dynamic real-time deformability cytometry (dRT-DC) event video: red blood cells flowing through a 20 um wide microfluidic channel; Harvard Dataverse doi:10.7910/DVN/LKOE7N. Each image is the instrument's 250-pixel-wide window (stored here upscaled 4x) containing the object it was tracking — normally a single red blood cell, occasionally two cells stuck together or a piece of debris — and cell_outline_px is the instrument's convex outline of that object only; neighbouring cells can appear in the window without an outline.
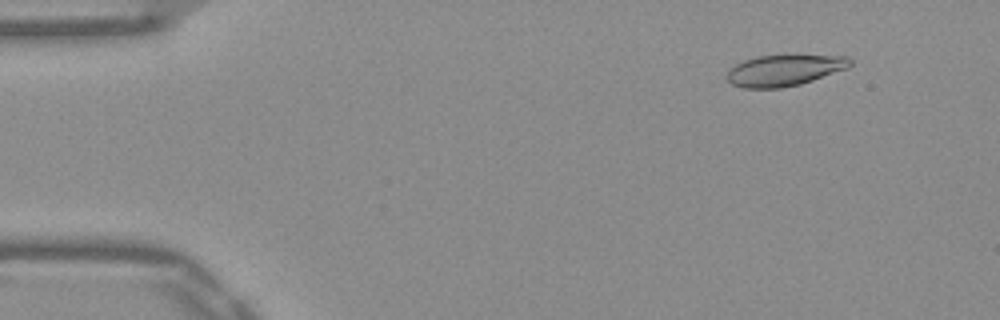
{"species": "Egyptian fruit bat (a non-hibernating species)", "species_latin": "Rousettus aegyptiacus", "temperature_condition": "warm", "stored_images_in_passage": 52, "camera_frame_rate_fps": 3000, "um_per_image_px": 0.085, "frame": {"image": 1, "passage_image": 6, "time_ms": 1.667, "image_size_px": [1000, 320], "cell_outline_px": [[852, 64], [848, 68], [800, 84], [780, 88], [744, 88], [732, 84], [724, 76], [728, 68], [744, 60], [756, 56], [848, 56], [852, 60]], "centroid_in_image_um": [66.62, 5.98], "position_along_channel_um": 18.4, "area_um2": 22.25}}
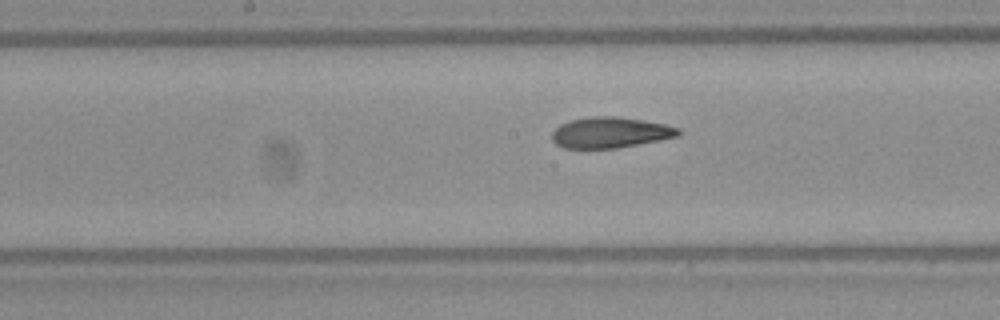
{"frame": {"image": 2, "passage_image": 27, "time_ms": 8.667, "image_size_px": [1000, 320], "cell_outline_px": [[680, 136], [660, 140], [616, 148], [564, 148], [556, 144], [552, 140], [552, 132], [560, 124], [572, 120], [592, 116], [616, 116], [664, 124], [680, 128]], "centroid_in_image_um": [51.87, 11.27], "position_along_channel_um": 196.3, "area_um2": 22.54}}
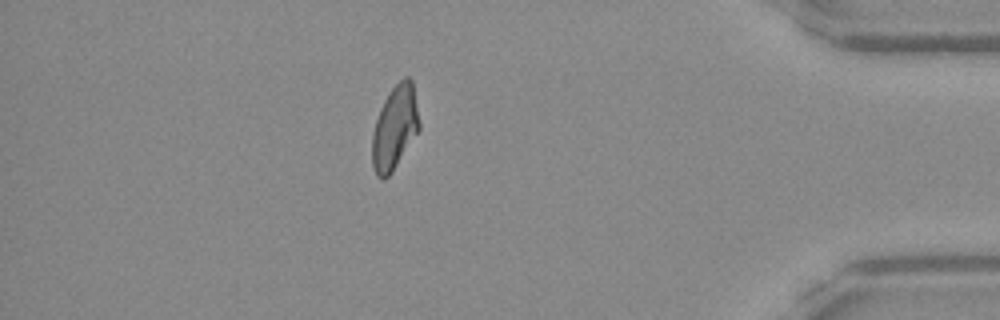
{"frame": {"image": 3, "passage_image": 46, "time_ms": 15.0, "image_size_px": [1000, 320], "cell_outline_px": [[420, 128], [392, 172], [384, 180], [380, 180], [376, 176], [372, 168], [372, 132], [380, 108], [388, 92], [404, 76], [408, 76], [412, 80], [420, 124]], "centroid_in_image_um": [33.53, 10.87], "position_along_channel_um": 401.7, "area_um2": 23.06}, "authors_computed_cell_mechanics": {"area_um2": 23.0044, "velocity_mm_per_s": 3.8962, "shape_relaxation_time_tau1_ms": null, "shape_relaxation_time_tau2_ms": 2.1206, "deformation_change_tau1": null, "deformation_change_tau2": 0.0985}}